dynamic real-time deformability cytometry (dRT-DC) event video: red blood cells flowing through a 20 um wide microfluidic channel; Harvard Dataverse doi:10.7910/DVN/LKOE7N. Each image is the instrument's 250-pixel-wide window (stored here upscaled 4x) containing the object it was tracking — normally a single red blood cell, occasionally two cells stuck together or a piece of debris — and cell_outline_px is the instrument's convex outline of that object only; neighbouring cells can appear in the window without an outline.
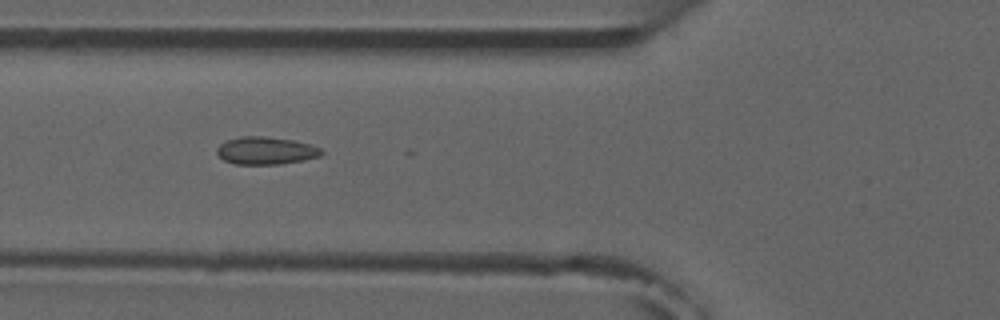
{"species": "common noctule bat (a hibernating species)", "species_latin": "Nyctalus noctula", "temperature_condition": "room temperature", "stored_images_in_passage": 7, "camera_frame_rate_fps": 3000, "um_per_image_px": 0.085, "animal": {"sex": "male", "forearm_length_mm": 52.5}, "frame": {"image": 1, "passage_image": 6, "time_ms": 5.667, "image_size_px": [1000, 320], "cell_outline_px": [[324, 152], [320, 156], [304, 160], [280, 164], [236, 164], [224, 160], [216, 152], [216, 148], [220, 144], [228, 140], [240, 136], [264, 136], [292, 140], [308, 144], [320, 148]], "centroid_in_image_um": [22.59, 12.8], "position_along_channel_um": 103.2, "area_um2": 16.7}}